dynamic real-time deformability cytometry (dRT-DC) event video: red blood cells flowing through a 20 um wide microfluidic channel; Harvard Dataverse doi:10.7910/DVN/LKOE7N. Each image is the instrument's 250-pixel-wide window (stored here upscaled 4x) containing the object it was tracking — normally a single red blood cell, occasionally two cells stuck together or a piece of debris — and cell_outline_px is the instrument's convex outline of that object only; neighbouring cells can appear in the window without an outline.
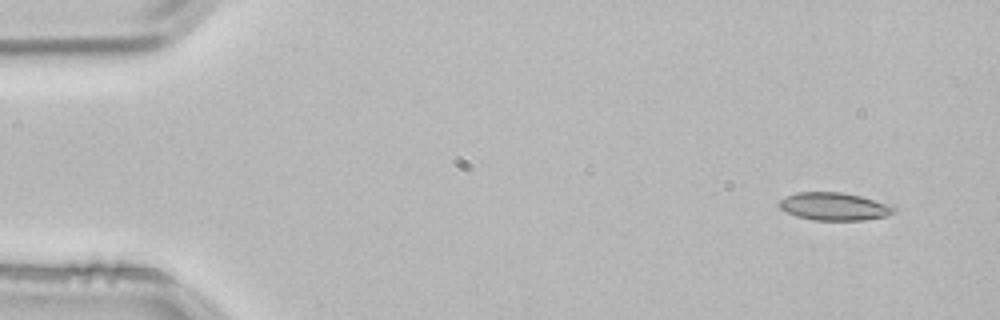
{"species": "common noctule bat (a hibernating species)", "species_latin": "Nyctalus noctula", "temperature_condition": "room temperature", "stored_images_in_passage": 3, "camera_frame_rate_fps": 3000, "um_per_image_px": 0.085, "animal": {"sex": "male", "body_mass_g": 21.5, "forearm_length_mm": 52.0}, "frame": {"image": 1, "passage_image": 1, "time_ms": 0.0, "image_size_px": [1000, 320], "cell_outline_px": [[896, 212], [884, 216], [864, 220], [812, 220], [796, 216], [780, 208], [780, 200], [796, 192], [840, 192], [860, 196], [892, 204], [896, 208]], "centroid_in_image_um": [70.95, 17.55], "position_along_channel_um": 14.0, "area_um2": 18.5}}